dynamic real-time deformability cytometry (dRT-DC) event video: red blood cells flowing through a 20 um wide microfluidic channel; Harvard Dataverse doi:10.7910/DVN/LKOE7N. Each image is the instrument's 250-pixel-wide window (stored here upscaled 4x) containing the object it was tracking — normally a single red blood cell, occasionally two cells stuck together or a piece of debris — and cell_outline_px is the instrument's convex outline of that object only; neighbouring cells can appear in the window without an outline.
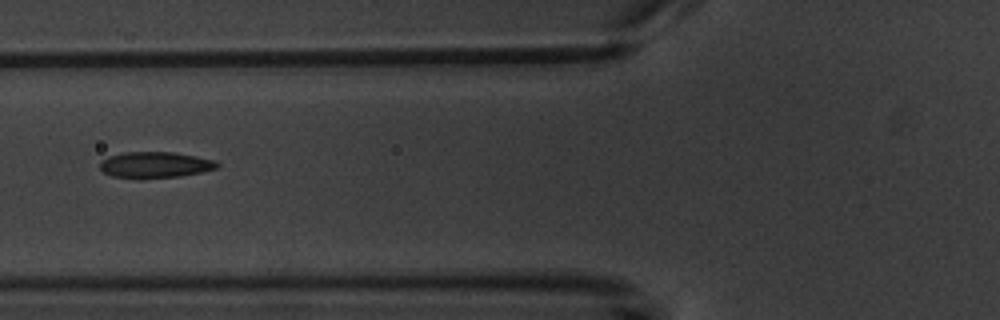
{"species": "common noctule bat (a hibernating species)", "species_latin": "Nyctalus noctula", "temperature_condition": "warm", "stored_images_in_passage": 12, "camera_frame_rate_fps": 3000, "um_per_image_px": 0.085, "animal": {"sex": "male", "body_mass_g": 20.1, "forearm_length_mm": 53.5}, "frame": {"image": 1, "passage_image": 4, "time_ms": 5.0, "image_size_px": [1000, 320], "cell_outline_px": [[220, 164], [216, 168], [200, 172], [180, 176], [112, 176], [104, 172], [100, 168], [100, 160], [108, 156], [124, 152], [172, 152], [196, 156], [216, 160]], "centroid_in_image_um": [13.2, 13.96], "position_along_channel_um": 112.6, "area_um2": 17.17}}
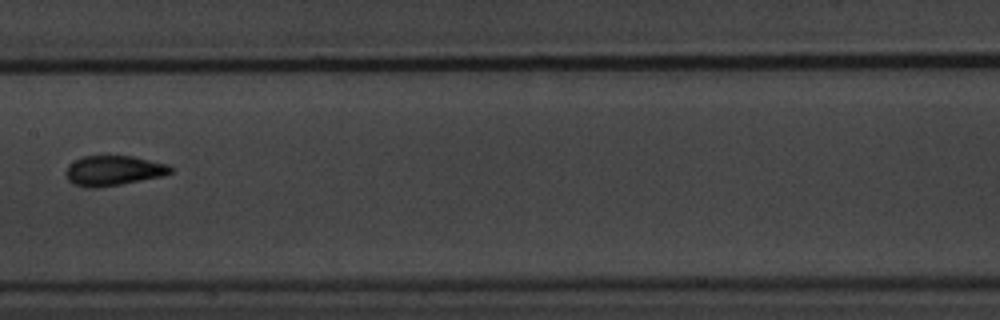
{"frame": {"image": 2, "passage_image": 6, "time_ms": 7.333, "image_size_px": [1000, 320], "cell_outline_px": [[172, 172], [164, 176], [120, 184], [96, 188], [84, 188], [72, 184], [68, 180], [64, 172], [76, 160], [84, 156], [132, 156], [168, 164], [172, 168]], "centroid_in_image_um": [9.65, 14.52], "position_along_channel_um": 197.8, "area_um2": 18.26}}
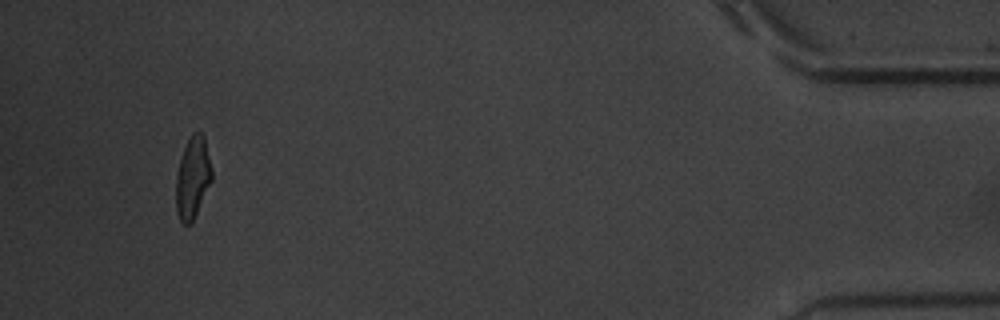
{"frame": {"image": 3, "passage_image": 12, "time_ms": 15.333, "image_size_px": [1000, 320], "cell_outline_px": [[212, 180], [192, 224], [184, 224], [180, 220], [176, 212], [176, 176], [180, 156], [192, 132], [200, 132], [204, 136], [212, 168]], "centroid_in_image_um": [16.38, 15.12], "position_along_channel_um": 418.8, "area_um2": 17.22}, "authors_computed_cell_mechanics": {"area_um2": 17.6868, "velocity_mm_per_s": 3.6306, "shape_relaxation_time_tau1_ms": 3.5629, "shape_relaxation_time_tau2_ms": 0.9038, "deformation_change_tau1": 0.1596, "deformation_change_tau2": 0.0606}}